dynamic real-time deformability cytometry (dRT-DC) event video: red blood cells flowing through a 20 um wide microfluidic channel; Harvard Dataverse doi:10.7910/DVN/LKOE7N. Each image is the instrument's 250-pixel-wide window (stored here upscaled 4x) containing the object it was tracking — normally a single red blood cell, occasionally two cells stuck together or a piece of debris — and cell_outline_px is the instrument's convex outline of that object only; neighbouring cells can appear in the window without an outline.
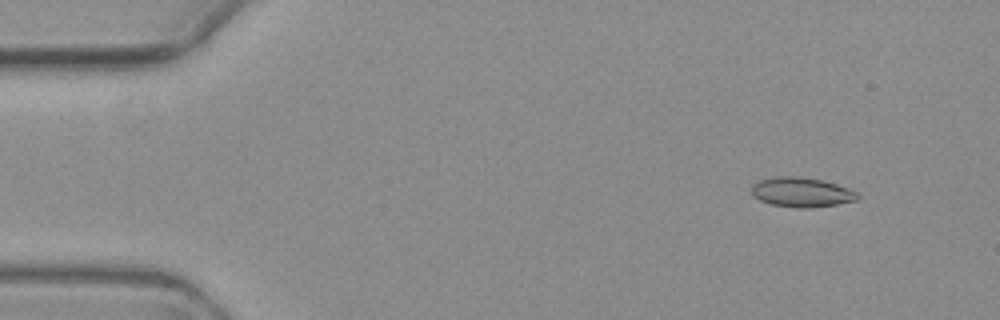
{"species": "common noctule bat (a hibernating species)", "species_latin": "Nyctalus noctula", "temperature_condition": "warm", "stored_images_in_passage": 6, "segment_of_instrument_passage": [2, 2], "camera_frame_rate_fps": 3000, "um_per_image_px": 0.085, "animal": {"sex": "female", "body_mass_g": 19.3, "forearm_length_mm": 54.1}, "frame": {"image": 1, "passage_image": 6, "time_ms": 6.667, "image_size_px": [1000, 320], "cell_outline_px": [[860, 196], [856, 200], [836, 204], [808, 208], [800, 208], [772, 204], [760, 200], [752, 196], [752, 184], [760, 180], [776, 176], [796, 176], [820, 180], [836, 184], [848, 188], [856, 192]], "centroid_in_image_um": [68.11, 16.33], "position_along_channel_um": 16.9, "area_um2": 18.09}}